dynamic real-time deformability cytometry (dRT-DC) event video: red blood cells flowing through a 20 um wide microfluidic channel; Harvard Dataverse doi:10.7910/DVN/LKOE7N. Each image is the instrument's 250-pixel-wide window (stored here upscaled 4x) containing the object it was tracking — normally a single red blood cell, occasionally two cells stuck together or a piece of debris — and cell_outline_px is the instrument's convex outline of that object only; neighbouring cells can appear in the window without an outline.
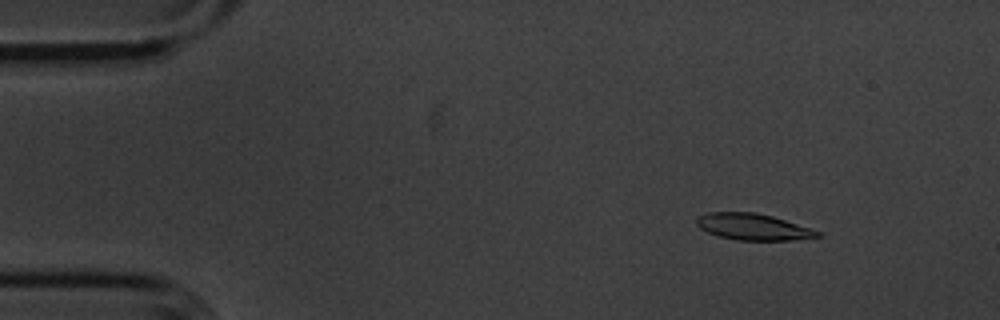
{"species": "common noctule bat (a hibernating species)", "species_latin": "Nyctalus noctula", "temperature_condition": "cold", "stored_images_in_passage": 13, "camera_frame_rate_fps": 3000, "um_per_image_px": 0.085, "animal": {"sex": "male", "body_mass_g": 20.1, "forearm_length_mm": 53.5}, "frame": {"image": 1, "passage_image": 3, "time_ms": 0.667, "image_size_px": [1000, 320], "cell_outline_px": [[824, 236], [792, 240], [736, 240], [720, 236], [708, 232], [700, 228], [696, 224], [696, 220], [700, 216], [708, 212], [756, 212], [772, 216], [812, 228], [820, 232]], "centroid_in_image_um": [64.05, 19.28], "position_along_channel_um": 21.0, "area_um2": 18.61}}